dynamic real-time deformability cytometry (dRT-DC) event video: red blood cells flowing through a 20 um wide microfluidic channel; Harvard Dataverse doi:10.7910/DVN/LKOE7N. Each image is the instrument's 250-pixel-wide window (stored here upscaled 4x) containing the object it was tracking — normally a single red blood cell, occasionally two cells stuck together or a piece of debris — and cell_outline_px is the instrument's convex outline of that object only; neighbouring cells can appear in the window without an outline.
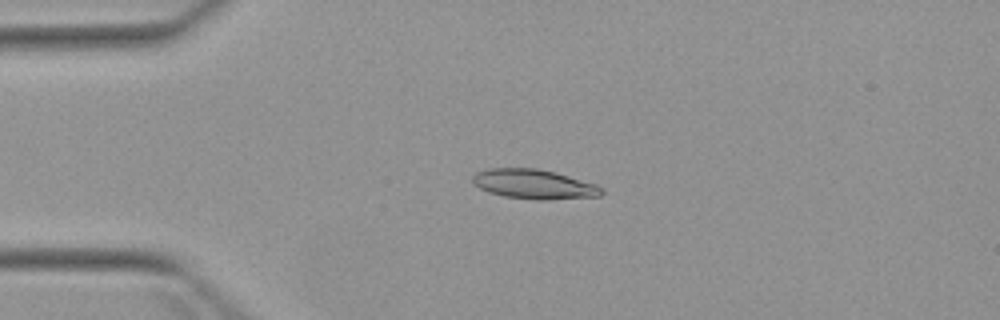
{"species": "Egyptian fruit bat (a non-hibernating species)", "species_latin": "Rousettus aegyptiacus", "temperature_condition": "warm", "stored_images_in_passage": 5, "camera_frame_rate_fps": 3000, "um_per_image_px": 0.085, "animal": {"sex": "female"}, "frame": {"image": 1, "passage_image": 4, "time_ms": 3.667, "image_size_px": [1000, 320], "cell_outline_px": [[604, 192], [600, 196], [548, 200], [536, 200], [504, 196], [488, 192], [472, 184], [472, 176], [476, 172], [488, 168], [536, 168], [556, 172], [596, 184], [604, 188]], "centroid_in_image_um": [45.39, 15.65], "position_along_channel_um": 39.6, "area_um2": 22.48}}